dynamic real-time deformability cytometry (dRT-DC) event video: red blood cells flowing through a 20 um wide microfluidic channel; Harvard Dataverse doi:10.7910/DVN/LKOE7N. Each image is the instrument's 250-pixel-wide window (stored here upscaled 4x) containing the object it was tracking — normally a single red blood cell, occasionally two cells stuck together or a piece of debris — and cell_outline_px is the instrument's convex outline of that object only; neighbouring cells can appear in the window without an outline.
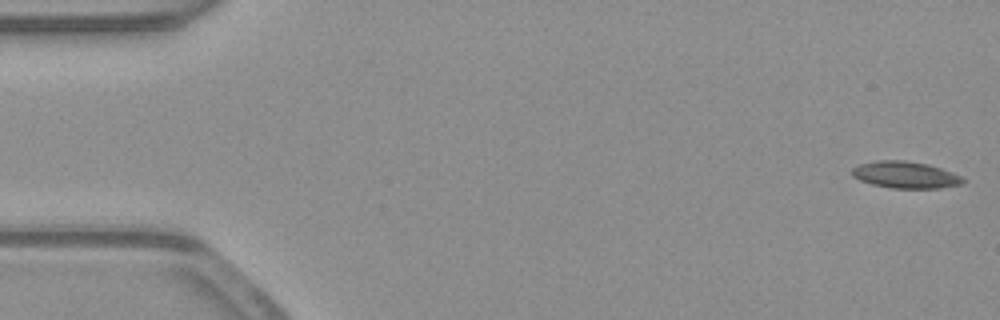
{"species": "common noctule bat (a hibernating species)", "species_latin": "Nyctalus noctula", "temperature_condition": "warm", "stored_images_in_passage": 53, "camera_frame_rate_fps": 3000, "um_per_image_px": 0.085, "animal": {"sex": "male", "body_mass_g": 23.1, "forearm_length_mm": 52.7}, "frame": {"image": 1, "passage_image": 1, "time_ms": 0.0, "image_size_px": [1000, 320], "cell_outline_px": [[968, 180], [964, 184], [940, 188], [892, 188], [872, 184], [860, 180], [852, 176], [852, 168], [860, 164], [876, 160], [904, 160], [928, 164], [952, 172]], "centroid_in_image_um": [76.99, 14.86], "position_along_channel_um": 8.0, "area_um2": 17.4}}
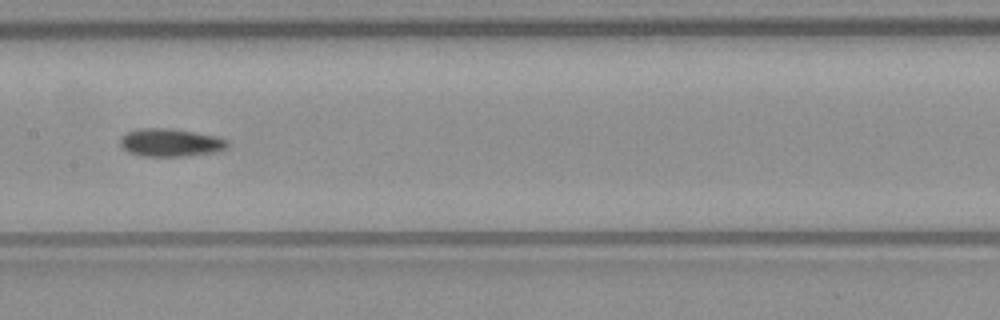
{"frame": {"image": 2, "passage_image": 26, "time_ms": 8.333, "image_size_px": [1000, 320], "cell_outline_px": [[228, 148], [220, 152], [184, 156], [144, 156], [128, 152], [120, 144], [120, 140], [128, 132], [136, 128], [172, 128], [216, 136], [228, 140]], "centroid_in_image_um": [14.55, 12.12], "position_along_channel_um": 192.9, "area_um2": 17.57}}
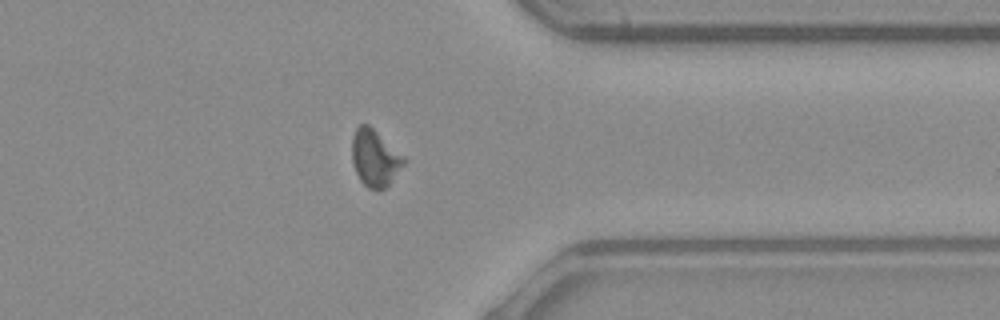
{"frame": {"image": 3, "passage_image": 41, "time_ms": 13.333, "image_size_px": [1000, 320], "cell_outline_px": [[408, 160], [388, 184], [384, 188], [368, 188], [360, 180], [356, 172], [352, 160], [352, 136], [356, 128], [360, 124], [368, 124], [404, 156]], "centroid_in_image_um": [31.86, 13.41], "position_along_channel_um": 379.5, "area_um2": 16.88}, "authors_computed_cell_mechanics": {"area_um2": 17.051, "velocity_mm_per_s": 3.9223, "shape_relaxation_time_tau1_ms": null, "shape_relaxation_time_tau2_ms": 6.4058, "deformation_change_tau1": null, "deformation_change_tau2": 0.1396}}